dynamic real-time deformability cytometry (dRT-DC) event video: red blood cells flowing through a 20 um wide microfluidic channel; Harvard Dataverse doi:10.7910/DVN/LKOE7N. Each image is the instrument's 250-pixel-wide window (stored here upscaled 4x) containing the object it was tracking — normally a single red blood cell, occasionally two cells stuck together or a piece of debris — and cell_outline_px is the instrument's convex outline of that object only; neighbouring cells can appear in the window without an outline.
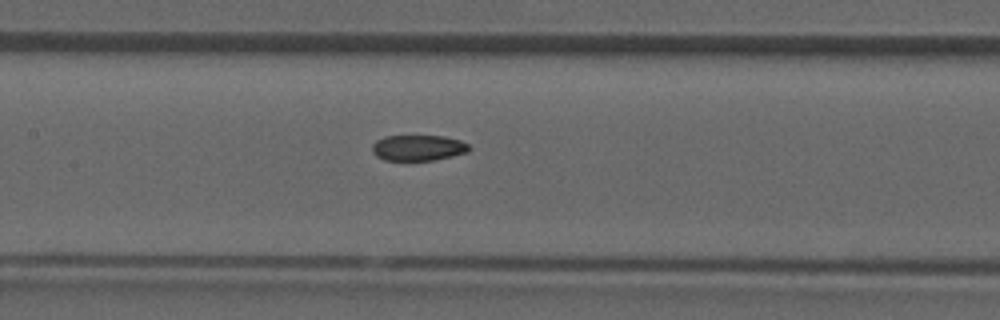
{"species": "common noctule bat (a hibernating species)", "species_latin": "Nyctalus noctula", "temperature_condition": "room temperature", "stored_images_in_passage": 43, "camera_frame_rate_fps": 3000, "um_per_image_px": 0.085, "animal": {"sex": "male", "forearm_length_mm": 52.5}, "frame": {"image": 1, "passage_image": 19, "time_ms": 6.0, "image_size_px": [1000, 320], "cell_outline_px": [[472, 148], [468, 152], [452, 156], [432, 160], [384, 160], [376, 156], [372, 152], [372, 144], [376, 140], [384, 136], [444, 136], [460, 140], [468, 144]], "centroid_in_image_um": [35.54, 12.56], "position_along_channel_um": 171.9, "area_um2": 14.62}}